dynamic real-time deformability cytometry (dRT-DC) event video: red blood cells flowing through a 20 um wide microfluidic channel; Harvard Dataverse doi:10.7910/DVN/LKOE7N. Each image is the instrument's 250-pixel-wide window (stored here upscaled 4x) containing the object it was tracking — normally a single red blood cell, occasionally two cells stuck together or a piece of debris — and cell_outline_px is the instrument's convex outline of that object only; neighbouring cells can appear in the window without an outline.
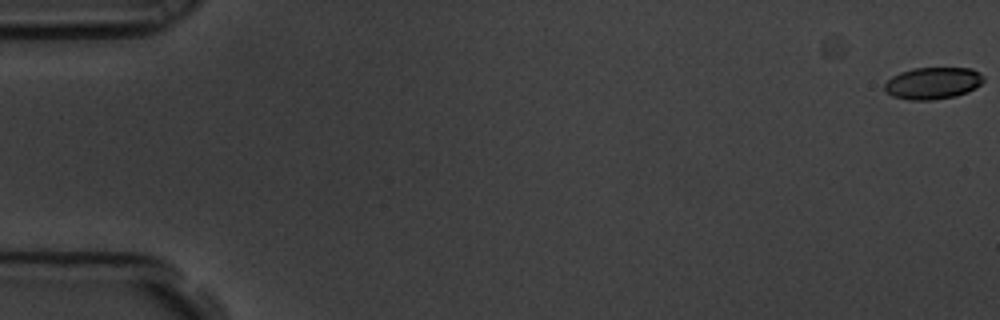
{"species": "common noctule bat (a hibernating species)", "species_latin": "Nyctalus noctula", "temperature_condition": "room temperature", "stored_images_in_passage": 2, "camera_frame_rate_fps": 3000, "um_per_image_px": 0.085, "animal": {"sex": "male", "body_mass_g": 19.5, "forearm_length_mm": 54.6}, "frame": {"image": 1, "passage_image": 2, "time_ms": 0.333, "image_size_px": [1000, 320], "cell_outline_px": [[984, 80], [976, 88], [968, 92], [956, 96], [932, 100], [908, 100], [892, 96], [884, 92], [884, 84], [892, 76], [900, 72], [912, 68], [972, 68], [980, 72], [984, 76]], "centroid_in_image_um": [79.29, 7.07], "position_along_channel_um": 5.7, "area_um2": 18.67}}